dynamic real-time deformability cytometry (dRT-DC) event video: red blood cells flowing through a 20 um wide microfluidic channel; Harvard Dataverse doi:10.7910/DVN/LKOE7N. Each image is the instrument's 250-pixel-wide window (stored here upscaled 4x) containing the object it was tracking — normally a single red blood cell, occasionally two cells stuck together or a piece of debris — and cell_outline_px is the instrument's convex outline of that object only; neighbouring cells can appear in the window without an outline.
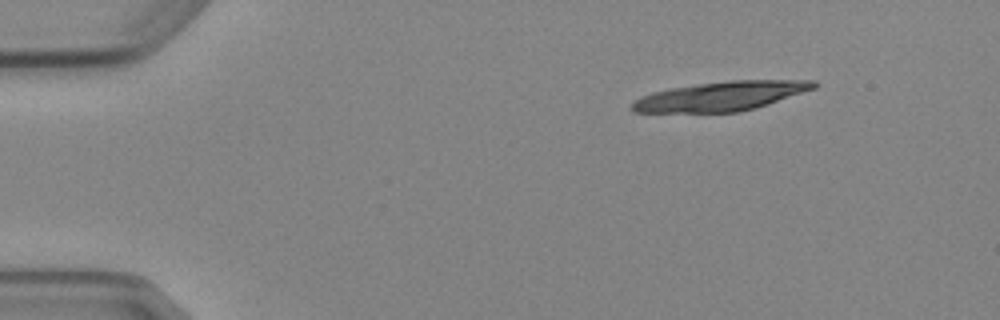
{"species": "Egyptian fruit bat (a non-hibernating species)", "species_latin": "Rousettus aegyptiacus", "temperature_condition": "cold", "stored_images_in_passage": 5, "camera_frame_rate_fps": 3000, "um_per_image_px": 0.085, "animal": {"sex": "female"}, "frame": {"image": 1, "passage_image": 1, "time_ms": 0.0, "image_size_px": [1000, 320], "cell_outline_px": [[820, 84], [816, 88], [768, 104], [736, 112], [632, 112], [628, 108], [640, 96], [652, 92], [668, 88], [696, 84], [728, 80], [816, 80]], "centroid_in_image_um": [61.27, 8.16], "position_along_channel_um": 23.7, "area_um2": 31.1}}
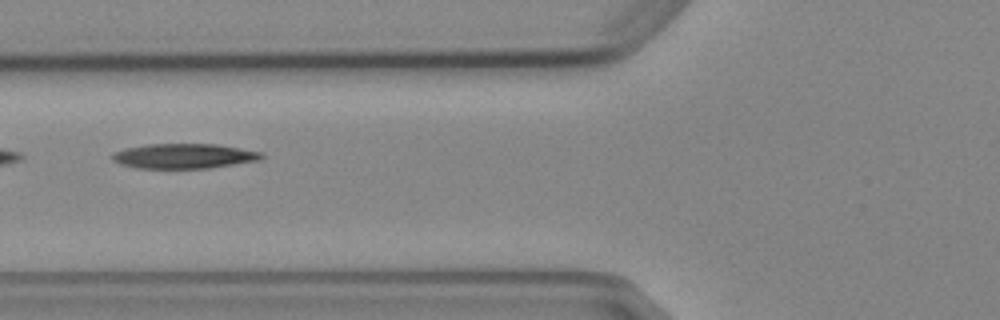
{"frame": {"image": 2, "passage_image": 5, "time_ms": 4.667, "image_size_px": [1000, 320], "cell_outline_px": [[264, 156], [260, 160], [212, 168], [136, 168], [120, 164], [112, 160], [112, 152], [124, 148], [148, 144], [216, 144], [264, 152]], "centroid_in_image_um": [15.64, 13.26], "position_along_channel_um": 110.2, "area_um2": 21.85}}